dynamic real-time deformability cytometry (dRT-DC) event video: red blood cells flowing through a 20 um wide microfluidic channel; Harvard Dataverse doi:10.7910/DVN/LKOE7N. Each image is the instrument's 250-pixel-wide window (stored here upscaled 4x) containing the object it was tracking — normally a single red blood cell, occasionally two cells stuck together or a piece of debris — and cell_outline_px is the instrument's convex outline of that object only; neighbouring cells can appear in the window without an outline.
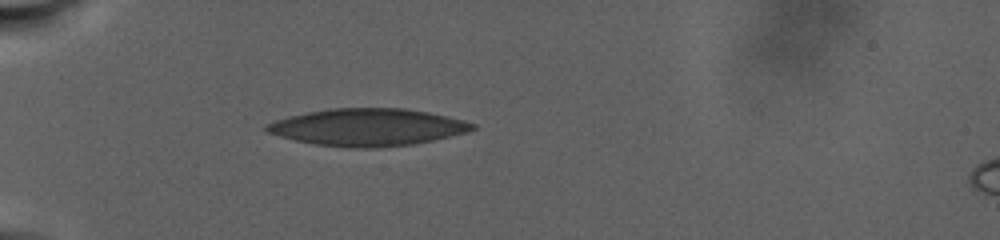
{"species": "human", "species_latin": "Homo sapiens", "temperature_condition": "warm", "stored_images_in_passage": 49, "camera_frame_rate_fps": 3000, "um_per_image_px": 0.085, "donor": {"sex": "male"}, "frame": {"image": 1, "passage_image": 1, "time_ms": 0.0, "image_size_px": [1000, 240], "cell_outline_px": [[476, 128], [468, 132], [432, 140], [412, 144], [380, 148], [348, 148], [316, 144], [296, 140], [280, 136], [268, 132], [264, 128], [264, 124], [288, 116], [328, 108], [404, 108], [428, 112], [448, 116], [464, 120], [476, 124]], "centroid_in_image_um": [31.26, 10.81], "position_along_channel_um": 53.7, "area_um2": 44.74}}
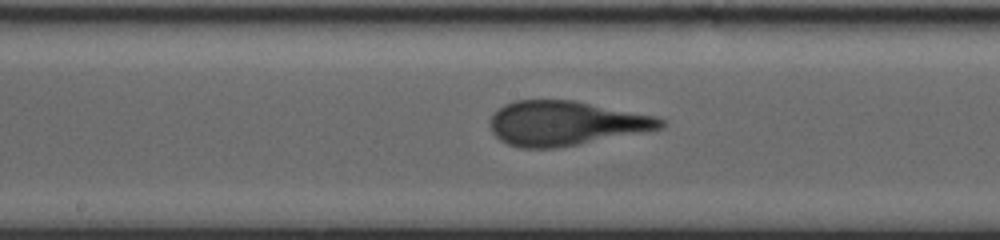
{"frame": {"image": 2, "passage_image": 19, "time_ms": 7.333, "image_size_px": [1000, 240], "cell_outline_px": [[668, 120], [664, 128], [556, 148], [520, 148], [508, 144], [500, 140], [492, 132], [488, 124], [488, 120], [492, 112], [504, 104], [516, 100], [572, 100], [660, 116]], "centroid_in_image_um": [48.08, 10.46], "position_along_channel_um": 200.1, "area_um2": 44.68}}
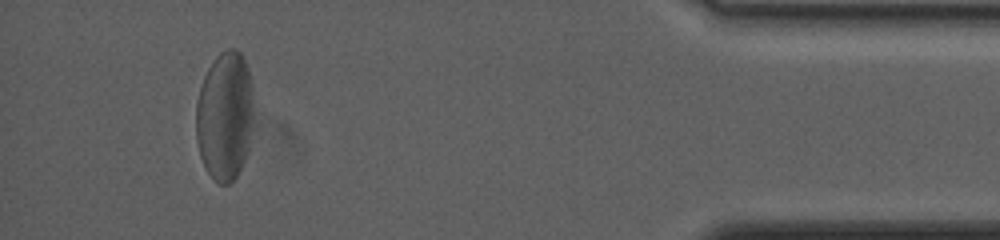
{"frame": {"image": 3, "passage_image": 44, "time_ms": 18.667, "image_size_px": [1000, 240], "cell_outline_px": [[252, 124], [248, 152], [236, 176], [228, 184], [220, 184], [208, 172], [200, 156], [196, 140], [196, 104], [200, 88], [204, 76], [208, 68], [216, 56], [220, 52], [228, 48], [236, 48], [244, 56], [248, 68], [252, 84]], "centroid_in_image_um": [19.11, 9.81], "position_along_channel_um": 416.1, "area_um2": 43.41}}